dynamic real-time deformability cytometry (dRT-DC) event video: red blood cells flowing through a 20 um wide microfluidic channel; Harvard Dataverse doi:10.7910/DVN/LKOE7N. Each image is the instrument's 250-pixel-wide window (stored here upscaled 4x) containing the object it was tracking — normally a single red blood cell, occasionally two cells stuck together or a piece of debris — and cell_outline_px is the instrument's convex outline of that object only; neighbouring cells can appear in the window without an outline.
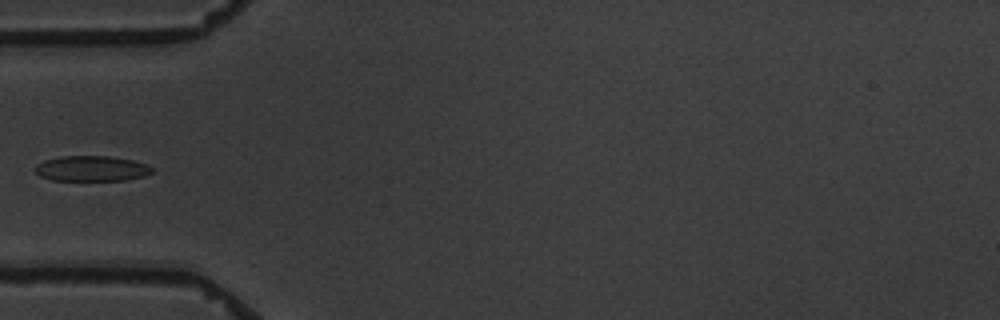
{"species": "common noctule bat (a hibernating species)", "species_latin": "Nyctalus noctula", "temperature_condition": "warm", "stored_images_in_passage": 8, "camera_frame_rate_fps": 3000, "um_per_image_px": 0.085, "animal": {"sex": "male", "body_mass_g": 19.5, "forearm_length_mm": 54.6}, "frame": {"image": 1, "passage_image": 5, "time_ms": 4.667, "image_size_px": [1000, 320], "cell_outline_px": [[152, 172], [144, 176], [128, 180], [52, 180], [40, 176], [36, 172], [36, 164], [44, 160], [60, 156], [108, 156], [132, 160], [148, 164], [152, 168]], "centroid_in_image_um": [7.79, 14.32], "position_along_channel_um": 77.2, "area_um2": 17.28}}
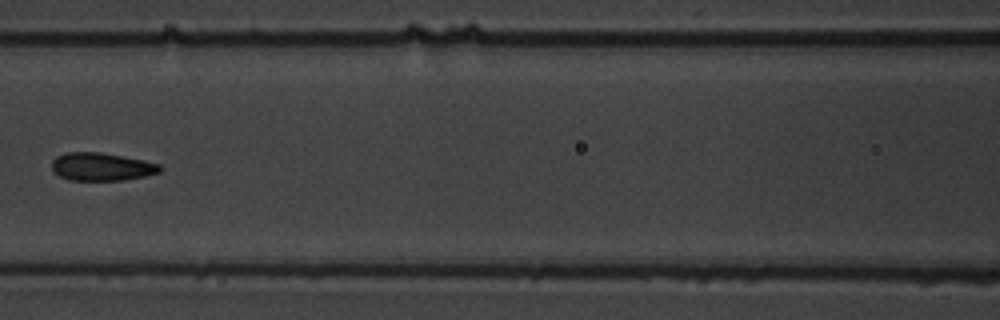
{"frame": {"image": 2, "passage_image": 7, "time_ms": 7.0, "image_size_px": [1000, 320], "cell_outline_px": [[160, 172], [144, 176], [124, 180], [68, 180], [60, 176], [52, 168], [52, 160], [56, 156], [68, 152], [100, 152], [144, 160], [160, 164]], "centroid_in_image_um": [8.62, 14.17], "position_along_channel_um": 158.0, "area_um2": 17.51}}
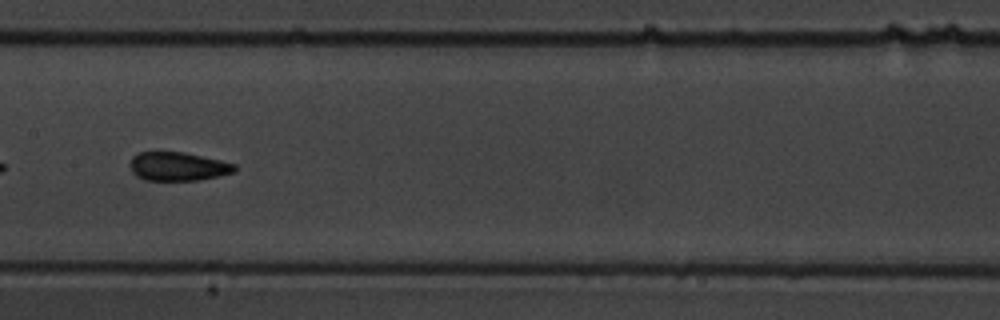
{"frame": {"image": 3, "passage_image": 8, "time_ms": 8.0, "image_size_px": [1000, 320], "cell_outline_px": [[236, 172], [200, 180], [144, 180], [136, 176], [132, 172], [128, 164], [132, 156], [136, 152], [184, 152], [220, 160], [236, 164]], "centroid_in_image_um": [15.09, 14.14], "position_along_channel_um": 192.3, "area_um2": 17.69}}